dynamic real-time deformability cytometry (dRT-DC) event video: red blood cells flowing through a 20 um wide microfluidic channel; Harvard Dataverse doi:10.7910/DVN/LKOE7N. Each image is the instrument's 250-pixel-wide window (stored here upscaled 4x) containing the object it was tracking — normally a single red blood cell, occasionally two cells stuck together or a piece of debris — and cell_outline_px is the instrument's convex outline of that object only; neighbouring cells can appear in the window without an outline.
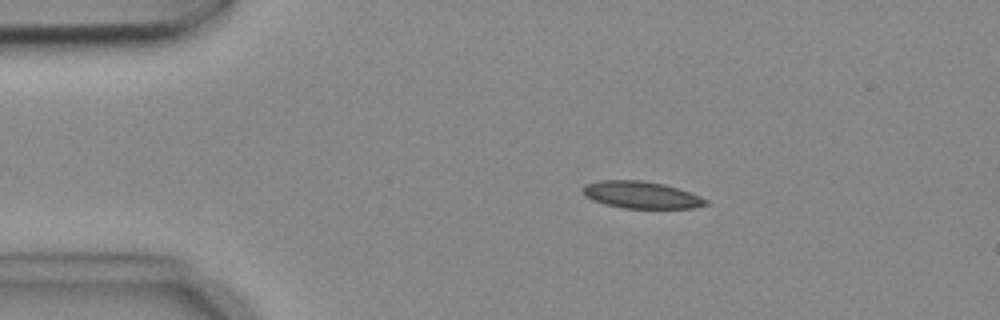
{"species": "common noctule bat (a hibernating species)", "species_latin": "Nyctalus noctula", "temperature_condition": "cold", "stored_images_in_passage": 7, "camera_frame_rate_fps": 3000, "um_per_image_px": 0.085, "animal": {"sex": "female", "body_mass_g": 18.4}, "frame": {"image": 1, "passage_image": 3, "time_ms": 0.667, "image_size_px": [1000, 320], "cell_outline_px": [[708, 204], [692, 208], [624, 208], [604, 204], [592, 200], [584, 196], [580, 188], [584, 184], [600, 180], [644, 180], [664, 184], [700, 196], [708, 200]], "centroid_in_image_um": [54.44, 16.56], "position_along_channel_um": 30.6, "area_um2": 19.48}}
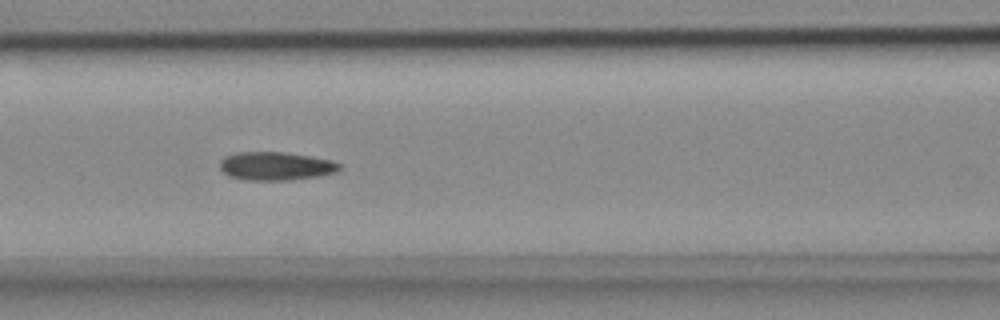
{"frame": {"image": 2, "passage_image": 6, "time_ms": 1.667, "image_size_px": [1000, 320], "cell_outline_px": [[344, 164], [336, 172], [320, 176], [292, 180], [244, 180], [228, 176], [220, 168], [220, 160], [224, 156], [236, 152], [284, 152], [312, 156], [332, 160]], "centroid_in_image_um": [23.47, 14.11], "position_along_channel_um": 143.1, "area_um2": 20.11}}
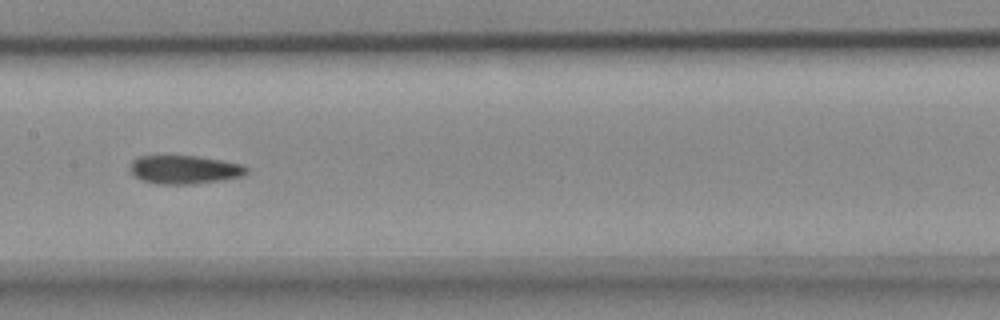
{"frame": {"image": 3, "passage_image": 7, "time_ms": 2.0, "image_size_px": [1000, 320], "cell_outline_px": [[248, 172], [240, 176], [220, 180], [188, 184], [156, 184], [144, 180], [136, 176], [128, 168], [132, 160], [140, 156], [196, 156], [220, 160], [240, 164], [248, 168]], "centroid_in_image_um": [15.64, 14.41], "position_along_channel_um": 191.8, "area_um2": 19.02}}